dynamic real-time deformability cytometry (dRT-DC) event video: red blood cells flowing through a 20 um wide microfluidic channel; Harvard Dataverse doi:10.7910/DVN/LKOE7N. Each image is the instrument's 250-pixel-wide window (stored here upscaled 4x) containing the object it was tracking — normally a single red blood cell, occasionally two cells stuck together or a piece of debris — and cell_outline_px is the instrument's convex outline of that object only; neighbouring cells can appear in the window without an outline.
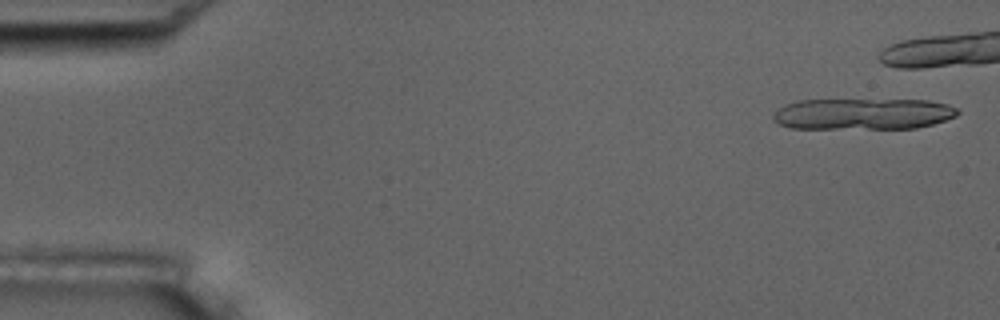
{"species": "common noctule bat (a hibernating species)", "species_latin": "Nyctalus noctula", "temperature_condition": "room temperature", "stored_images_in_passage": 6, "camera_frame_rate_fps": 3000, "um_per_image_px": 0.085, "animal": {"sex": "male", "body_mass_g": 17.5, "forearm_length_mm": 52.3}, "frame": {"image": 1, "passage_image": 1, "time_ms": 0.0, "image_size_px": [1000, 320], "cell_outline_px": [[960, 112], [956, 116], [932, 124], [916, 128], [792, 128], [776, 124], [772, 120], [772, 116], [776, 108], [784, 104], [796, 100], [928, 100], [948, 104], [960, 108]], "centroid_in_image_um": [73.31, 9.68], "position_along_channel_um": 11.7, "area_um2": 33.93}}